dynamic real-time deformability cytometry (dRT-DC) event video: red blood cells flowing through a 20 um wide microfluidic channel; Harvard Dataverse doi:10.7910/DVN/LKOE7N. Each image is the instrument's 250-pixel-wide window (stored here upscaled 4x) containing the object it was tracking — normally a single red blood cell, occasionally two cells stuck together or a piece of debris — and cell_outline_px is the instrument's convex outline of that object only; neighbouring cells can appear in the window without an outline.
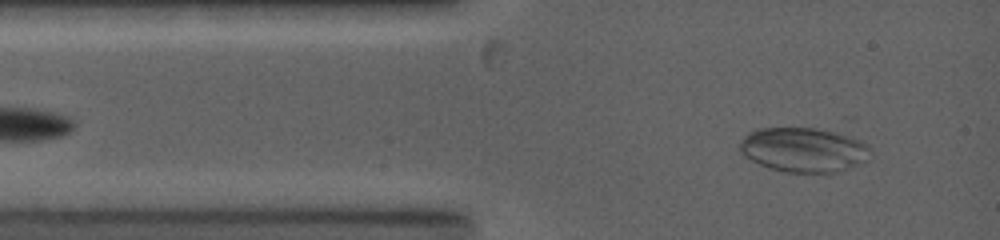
{"species": "common noctule bat (a hibernating species)", "species_latin": "Nyctalus noctula", "temperature_condition": "warm", "stored_images_in_passage": 10, "camera_frame_rate_fps": 5000, "um_per_image_px": 0.085, "animal": {"sex": "female", "body_mass_g": 19.0, "forearm_length_mm": 53.3}, "frame": {"image": 1, "passage_image": 1, "time_ms": 0.0, "image_size_px": [1000, 240], "cell_outline_px": [[868, 160], [848, 168], [836, 172], [784, 172], [768, 168], [744, 156], [740, 152], [740, 140], [744, 136], [760, 128], [816, 128], [844, 132], [860, 140], [868, 148]], "centroid_in_image_um": [68.3, 12.72], "position_along_channel_um": 16.7, "area_um2": 33.87}}
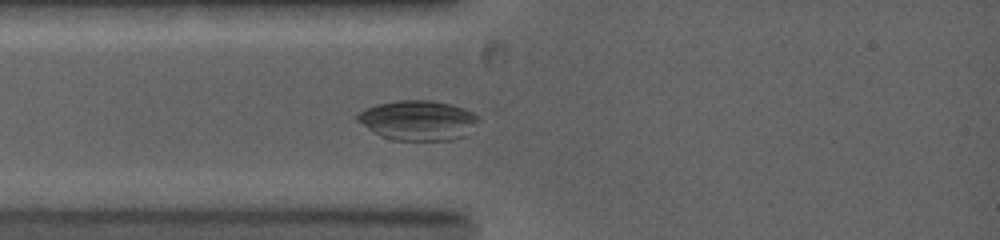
{"frame": {"image": 2, "passage_image": 5, "time_ms": 1.6, "image_size_px": [1000, 240], "cell_outline_px": [[500, 112], [464, 136], [452, 140], [396, 140], [384, 136], [368, 128], [356, 120], [356, 116], [364, 108], [376, 104], [396, 100], [432, 100], [500, 108]], "centroid_in_image_um": [36.09, 10.14], "position_along_channel_um": 48.9, "area_um2": 31.33}}